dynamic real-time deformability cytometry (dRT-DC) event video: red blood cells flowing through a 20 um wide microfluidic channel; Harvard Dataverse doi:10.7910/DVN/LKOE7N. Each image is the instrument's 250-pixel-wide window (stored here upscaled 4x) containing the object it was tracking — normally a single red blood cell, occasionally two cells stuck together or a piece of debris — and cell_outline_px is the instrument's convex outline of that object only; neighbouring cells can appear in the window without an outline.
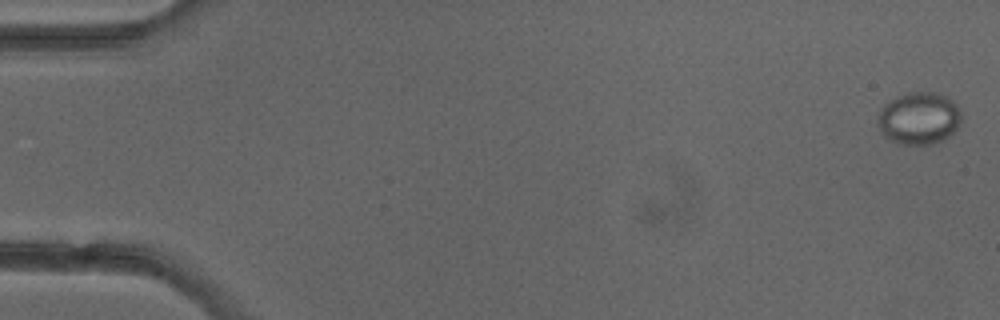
{"species": "common noctule bat (a hibernating species)", "species_latin": "Nyctalus noctula", "temperature_condition": "cold", "stored_images_in_passage": 5, "camera_frame_rate_fps": 3000, "um_per_image_px": 0.085, "animal": {"sex": "female"}, "frame": {"image": 1, "passage_image": 1, "time_ms": 0.0, "image_size_px": [1000, 320], "cell_outline_px": [[960, 124], [944, 140], [928, 144], [900, 144], [888, 140], [884, 136], [876, 124], [876, 116], [884, 104], [888, 100], [896, 96], [908, 92], [936, 92], [948, 96], [956, 104], [960, 112]], "centroid_in_image_um": [78.06, 10.04], "position_along_channel_um": 6.9, "area_um2": 25.84}}
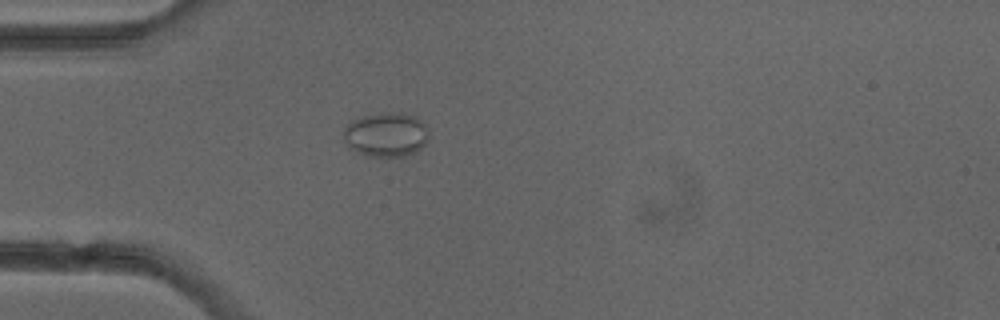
{"frame": {"image": 2, "passage_image": 5, "time_ms": 4.667, "image_size_px": [1000, 320], "cell_outline_px": [[428, 140], [416, 152], [404, 156], [384, 160], [364, 156], [348, 148], [344, 140], [344, 128], [348, 120], [360, 116], [380, 112], [404, 112], [416, 116], [424, 124], [428, 136]], "centroid_in_image_um": [32.76, 11.47], "position_along_channel_um": 52.2, "area_um2": 23.12}}